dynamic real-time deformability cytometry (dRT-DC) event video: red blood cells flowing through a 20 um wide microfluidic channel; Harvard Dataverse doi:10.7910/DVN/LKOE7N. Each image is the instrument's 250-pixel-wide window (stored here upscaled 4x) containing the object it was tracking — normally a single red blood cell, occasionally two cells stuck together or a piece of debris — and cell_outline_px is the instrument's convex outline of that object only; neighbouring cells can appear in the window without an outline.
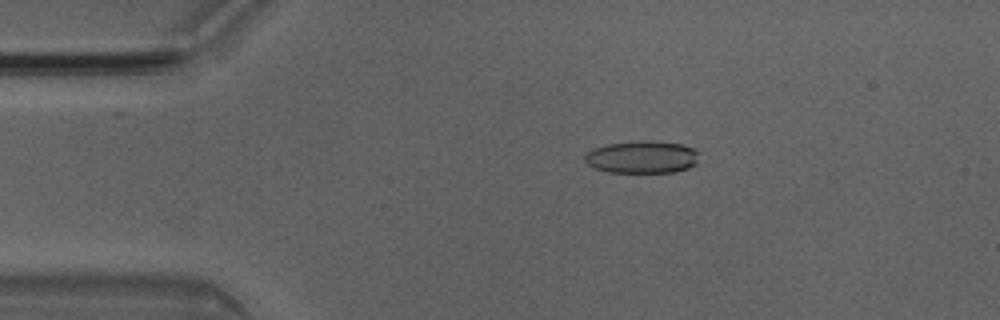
{"species": "Egyptian fruit bat (a non-hibernating species)", "species_latin": "Rousettus aegyptiacus", "temperature_condition": "room temperature", "stored_images_in_passage": 5, "camera_frame_rate_fps": 3000, "um_per_image_px": 0.085, "animal": {"sex": "male"}, "frame": {"image": 1, "passage_image": 3, "time_ms": 0.667, "image_size_px": [1000, 320], "cell_outline_px": [[700, 152], [696, 164], [688, 168], [676, 172], [608, 172], [596, 168], [588, 164], [584, 160], [584, 156], [588, 152], [596, 148], [608, 144], [640, 140], [644, 140], [680, 144], [692, 148]], "centroid_in_image_um": [54.61, 13.35], "position_along_channel_um": 30.4, "area_um2": 21.5}}
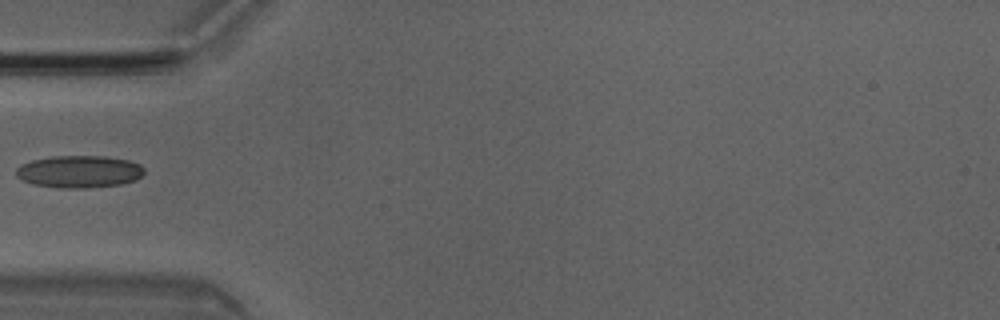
{"frame": {"image": 2, "passage_image": 5, "time_ms": 1.333, "image_size_px": [1000, 320], "cell_outline_px": [[144, 172], [136, 180], [120, 184], [88, 188], [60, 188], [32, 184], [16, 176], [16, 168], [20, 164], [32, 160], [52, 156], [104, 156], [128, 160], [140, 164], [144, 168]], "centroid_in_image_um": [6.72, 14.58], "position_along_channel_um": 78.3, "area_um2": 24.16}}